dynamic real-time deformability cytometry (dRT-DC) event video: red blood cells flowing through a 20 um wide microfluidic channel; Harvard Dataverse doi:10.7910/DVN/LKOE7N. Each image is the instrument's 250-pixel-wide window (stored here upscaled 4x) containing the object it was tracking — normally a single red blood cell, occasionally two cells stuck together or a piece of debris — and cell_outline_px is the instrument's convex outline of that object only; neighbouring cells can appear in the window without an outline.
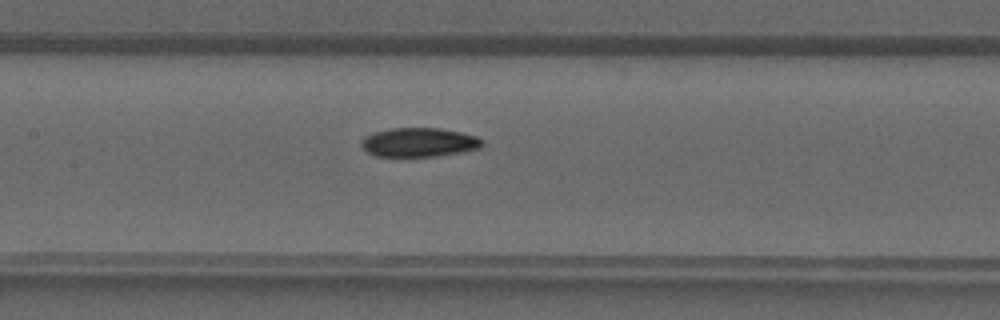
{"species": "common noctule bat (a hibernating species)", "species_latin": "Nyctalus noctula", "temperature_condition": "warm", "stored_images_in_passage": 32, "camera_frame_rate_fps": 3000, "um_per_image_px": 0.085, "animal": {"sex": "male", "forearm_length_mm": 52.5}, "frame": {"image": 1, "passage_image": 16, "time_ms": 5.0, "image_size_px": [1000, 320], "cell_outline_px": [[484, 144], [480, 148], [460, 152], [436, 156], [376, 156], [368, 152], [360, 144], [368, 136], [376, 132], [392, 128], [436, 128], [460, 132], [476, 136], [484, 140]], "centroid_in_image_um": [35.67, 12.1], "position_along_channel_um": 171.7, "area_um2": 20.11}}
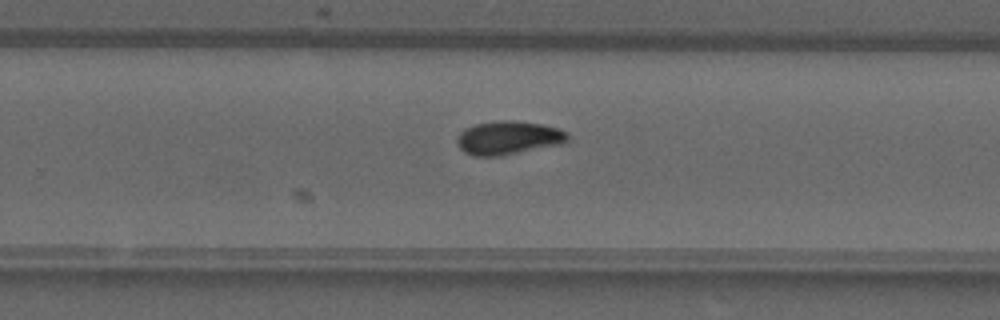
{"frame": {"image": 2, "passage_image": 23, "time_ms": 7.333, "image_size_px": [1000, 320], "cell_outline_px": [[568, 140], [564, 144], [500, 156], [472, 156], [464, 152], [456, 144], [456, 136], [464, 128], [476, 124], [500, 120], [516, 120], [540, 124], [556, 128], [568, 132]], "centroid_in_image_um": [43.19, 11.72], "position_along_channel_um": 286.6, "area_um2": 21.91}}
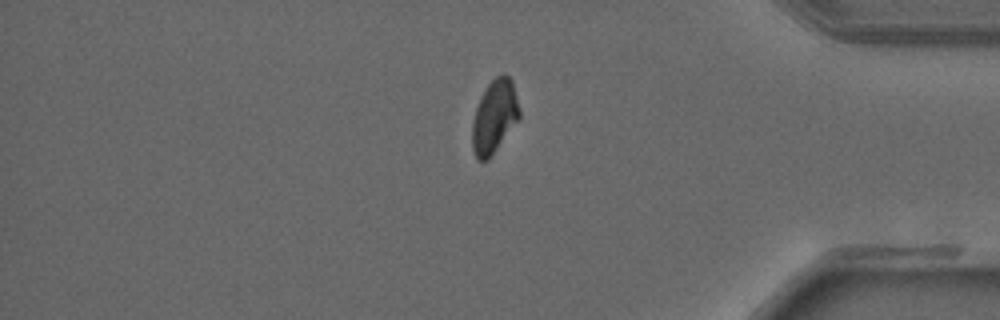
{"frame": {"image": 3, "passage_image": 31, "time_ms": 10.0, "image_size_px": [1000, 320], "cell_outline_px": [[520, 116], [488, 160], [476, 160], [472, 148], [472, 120], [476, 108], [488, 84], [496, 76], [508, 76], [512, 80], [520, 112]], "centroid_in_image_um": [42.0, 9.94], "position_along_channel_um": 393.2, "area_um2": 19.59}}